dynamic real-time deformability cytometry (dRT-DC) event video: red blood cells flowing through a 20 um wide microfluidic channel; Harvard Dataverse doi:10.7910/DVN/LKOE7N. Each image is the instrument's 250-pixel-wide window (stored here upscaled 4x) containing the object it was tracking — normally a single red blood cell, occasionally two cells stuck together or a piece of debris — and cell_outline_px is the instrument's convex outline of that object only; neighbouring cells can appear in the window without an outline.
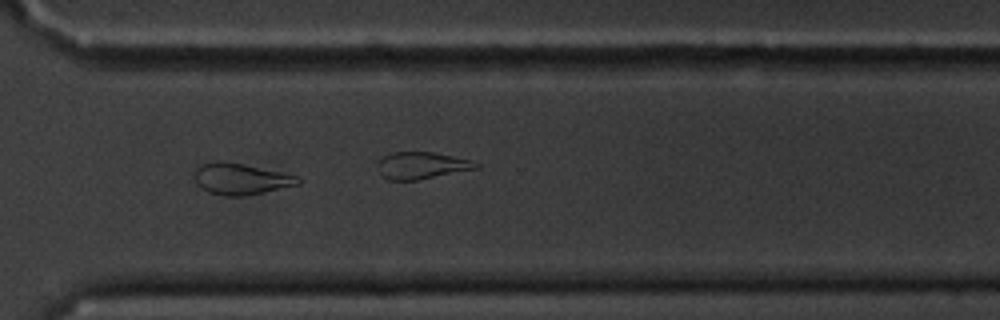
{"species": "common noctule bat (a hibernating species)", "species_latin": "Nyctalus noctula", "temperature_condition": "cold", "stored_images_in_passage": 16, "camera_frame_rate_fps": 3000, "um_per_image_px": 0.085, "animal": {"sex": "male", "body_mass_g": 20.1, "forearm_length_mm": 53.5}, "frame": {"image": 1, "passage_image": 12, "time_ms": 12.667, "image_size_px": [1000, 320], "cell_outline_px": [[304, 180], [300, 184], [264, 192], [240, 196], [224, 196], [208, 192], [196, 180], [196, 168], [200, 164], [216, 160], [220, 160], [300, 176]], "centroid_in_image_um": [20.52, 15.2], "position_along_channel_um": 350.1, "area_um2": 18.61}, "authors_computed_cell_mechanics": {"area_um2": 19.3052, "velocity_mm_per_s": 3.4709, "shape_relaxation_time_tau1_ms": 11.2911, "shape_relaxation_time_tau2_ms": 5.5589, "deformation_change_tau1": 0.2, "deformation_change_tau2": 0.1562}}